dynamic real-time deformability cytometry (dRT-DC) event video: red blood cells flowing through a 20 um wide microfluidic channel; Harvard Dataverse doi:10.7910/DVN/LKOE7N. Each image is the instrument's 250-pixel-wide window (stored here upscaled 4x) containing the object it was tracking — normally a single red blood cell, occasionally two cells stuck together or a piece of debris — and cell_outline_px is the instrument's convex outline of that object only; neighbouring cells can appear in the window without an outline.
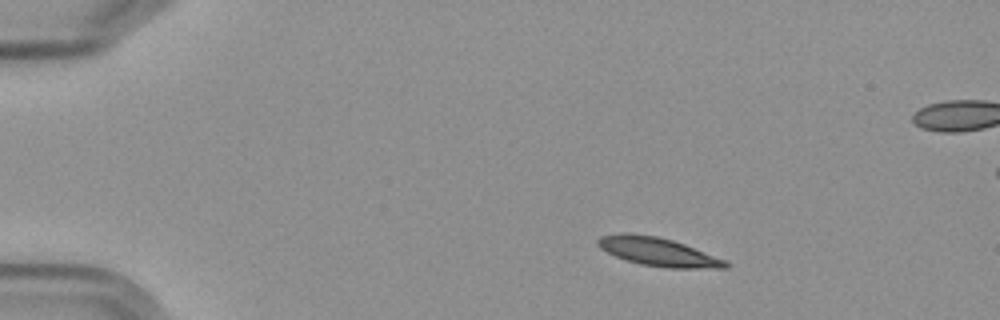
{"species": "Egyptian fruit bat (a non-hibernating species)", "species_latin": "Rousettus aegyptiacus", "temperature_condition": "cold", "stored_images_in_passage": 5, "camera_frame_rate_fps": 3000, "um_per_image_px": 0.085, "frame": {"image": 1, "passage_image": 2, "time_ms": 1.0, "image_size_px": [1000, 320], "cell_outline_px": [[732, 264], [728, 268], [664, 268], [640, 264], [624, 260], [600, 248], [596, 244], [596, 240], [600, 236], [628, 232], [656, 236], [672, 240], [684, 244], [728, 260]], "centroid_in_image_um": [55.97, 21.41], "position_along_channel_um": 29.0, "area_um2": 21.44}}